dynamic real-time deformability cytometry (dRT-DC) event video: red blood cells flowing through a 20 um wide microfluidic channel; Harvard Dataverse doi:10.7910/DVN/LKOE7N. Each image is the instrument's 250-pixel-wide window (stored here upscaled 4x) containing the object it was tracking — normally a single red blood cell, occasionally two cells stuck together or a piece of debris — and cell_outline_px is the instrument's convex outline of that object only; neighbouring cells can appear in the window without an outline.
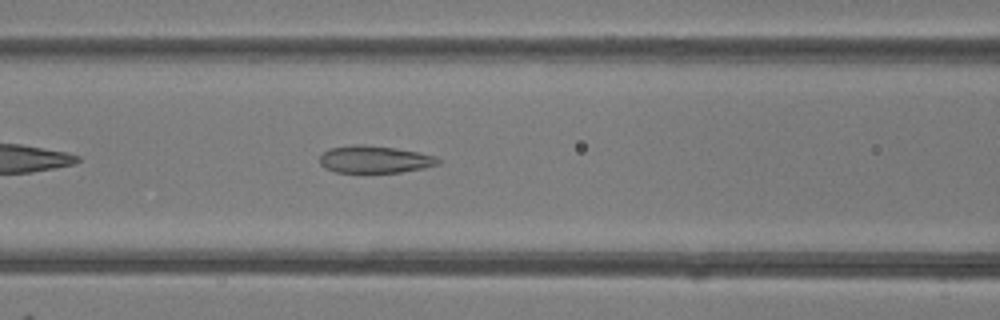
{"species": "common noctule bat (a hibernating species)", "species_latin": "Nyctalus noctula", "temperature_condition": "room temperature", "stored_images_in_passage": 36, "camera_frame_rate_fps": 3000, "um_per_image_px": 0.085, "animal": {"sex": "female"}, "frame": {"image": 1, "passage_image": 8, "time_ms": 2.333, "image_size_px": [1000, 320], "cell_outline_px": [[440, 164], [424, 168], [400, 172], [336, 172], [324, 168], [320, 164], [320, 156], [328, 148], [352, 144], [364, 144], [396, 148], [436, 156], [440, 160]], "centroid_in_image_um": [31.83, 13.54], "position_along_channel_um": 134.8, "area_um2": 18.9}}
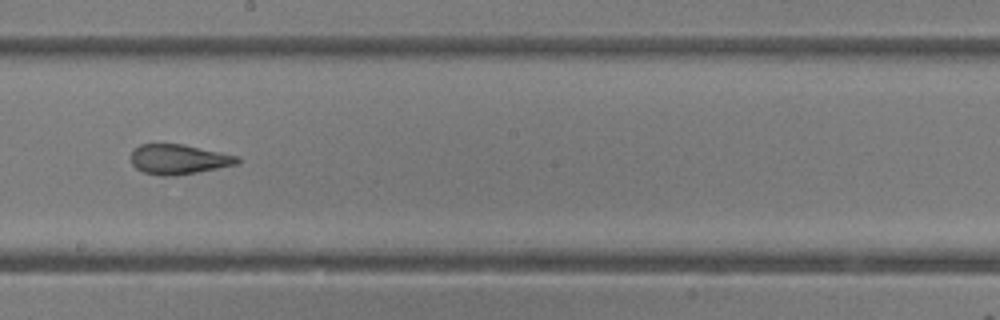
{"frame": {"image": 2, "passage_image": 15, "time_ms": 4.667, "image_size_px": [1000, 320], "cell_outline_px": [[240, 164], [196, 172], [172, 176], [160, 176], [144, 172], [136, 168], [132, 164], [132, 148], [140, 144], [184, 144], [240, 156]], "centroid_in_image_um": [15.21, 13.53], "position_along_channel_um": 233.0, "area_um2": 18.67}}
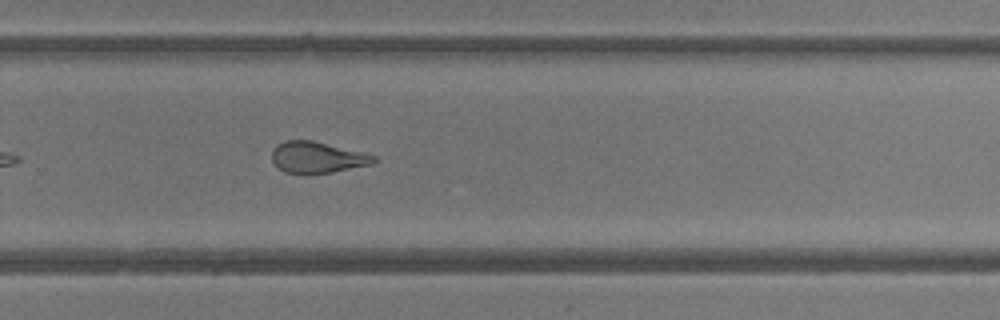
{"frame": {"image": 3, "passage_image": 20, "time_ms": 6.333, "image_size_px": [1000, 320], "cell_outline_px": [[380, 160], [372, 164], [332, 172], [284, 172], [272, 160], [272, 152], [280, 144], [288, 140], [312, 140], [376, 156]], "centroid_in_image_um": [27.02, 13.37], "position_along_channel_um": 302.8, "area_um2": 17.92}, "authors_computed_cell_mechanics": {"area_um2": 20.1144, "velocity_mm_per_s": 4.2181, "shape_relaxation_time_tau1_ms": null, "shape_relaxation_time_tau2_ms": 1.6602, "deformation_change_tau1": null, "deformation_change_tau2": 0.1037}}